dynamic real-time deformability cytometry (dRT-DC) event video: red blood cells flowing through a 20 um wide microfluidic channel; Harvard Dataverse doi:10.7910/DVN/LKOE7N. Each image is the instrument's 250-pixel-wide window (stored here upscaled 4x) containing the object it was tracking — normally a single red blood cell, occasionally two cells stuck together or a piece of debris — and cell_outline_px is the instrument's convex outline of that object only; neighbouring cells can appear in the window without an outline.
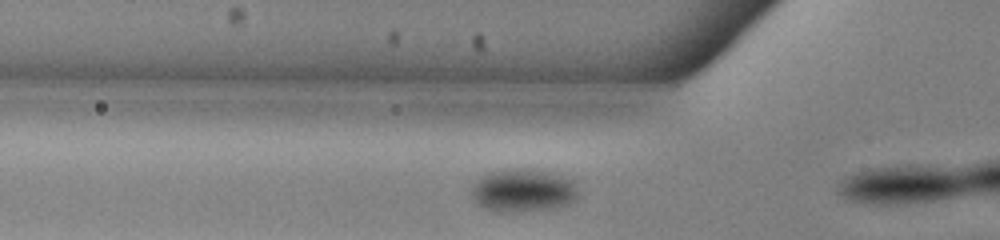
{"species": "common noctule bat (a hibernating species)", "species_latin": "Nyctalus noctula", "temperature_condition": "warm", "stored_images_in_passage": 14, "camera_frame_rate_fps": 3000, "um_per_image_px": 0.085, "animal": {"sex": "male", "body_mass_g": 13.0, "forearm_length_mm": 53.1}, "frame": {"image": 1, "passage_image": 12, "time_ms": 3.667, "image_size_px": [1000, 240], "cell_outline_px": [[576, 200], [568, 204], [556, 208], [508, 212], [496, 212], [484, 208], [476, 204], [472, 196], [472, 188], [476, 180], [480, 176], [492, 172], [508, 168], [520, 168], [548, 172], [576, 180]], "centroid_in_image_um": [44.45, 16.19], "position_along_channel_um": 81.3, "area_um2": 26.88}}